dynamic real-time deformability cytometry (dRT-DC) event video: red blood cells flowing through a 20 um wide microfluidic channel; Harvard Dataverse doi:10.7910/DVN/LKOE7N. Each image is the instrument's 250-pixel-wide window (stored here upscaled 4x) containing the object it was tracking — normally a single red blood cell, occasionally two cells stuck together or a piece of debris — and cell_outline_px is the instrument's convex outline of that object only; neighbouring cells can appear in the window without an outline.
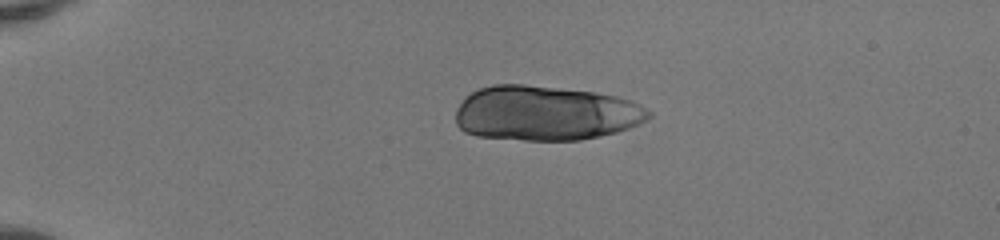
{"species": "human", "species_latin": "Homo sapiens", "temperature_condition": "room temperature", "stored_images_in_passage": 39, "camera_frame_rate_fps": 3000, "um_per_image_px": 0.085, "donor": {"sex": "female"}, "frame": {"image": 1, "passage_image": 1, "time_ms": 0.0, "image_size_px": [1000, 240], "cell_outline_px": [[652, 116], [628, 128], [616, 132], [600, 136], [580, 140], [524, 140], [476, 136], [464, 132], [456, 124], [456, 108], [464, 96], [480, 88], [492, 84], [524, 84], [592, 92], [616, 96], [640, 104], [652, 112]], "centroid_in_image_um": [46.32, 9.62], "position_along_channel_um": 38.7, "area_um2": 61.73}}